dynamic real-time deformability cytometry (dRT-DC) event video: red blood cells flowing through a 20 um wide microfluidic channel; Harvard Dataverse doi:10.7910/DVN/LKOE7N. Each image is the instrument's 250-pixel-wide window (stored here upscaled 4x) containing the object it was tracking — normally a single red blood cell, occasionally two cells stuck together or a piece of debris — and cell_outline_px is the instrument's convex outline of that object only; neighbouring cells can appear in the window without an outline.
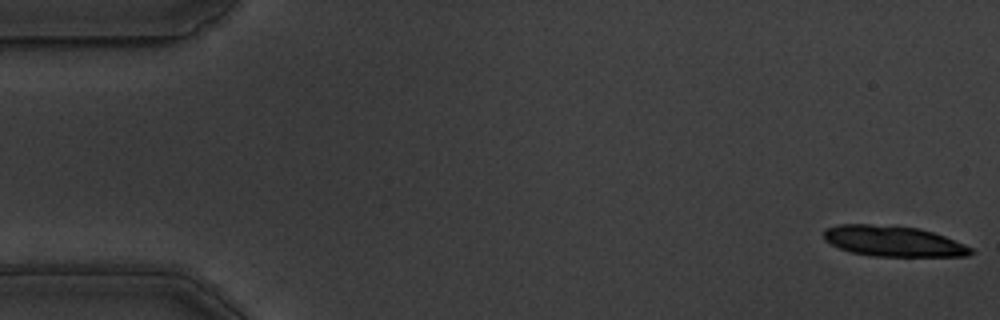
{"species": "common noctule bat (a hibernating species)", "species_latin": "Nyctalus noctula", "temperature_condition": "warm", "stored_images_in_passage": 57, "segment_of_instrument_passage": [1, 2], "camera_frame_rate_fps": 3000, "um_per_image_px": 0.085, "animal": {"sex": "male", "body_mass_g": 19.5, "forearm_length_mm": 54.6}, "frame": {"image": 1, "passage_image": 1, "time_ms": 0.0, "image_size_px": [1000, 320], "cell_outline_px": [[976, 252], [968, 256], [872, 256], [852, 252], [840, 248], [824, 240], [824, 228], [836, 224], [868, 224], [920, 228], [944, 236], [964, 244], [972, 248]], "centroid_in_image_um": [75.92, 20.5], "position_along_channel_um": 9.1, "area_um2": 26.18}}